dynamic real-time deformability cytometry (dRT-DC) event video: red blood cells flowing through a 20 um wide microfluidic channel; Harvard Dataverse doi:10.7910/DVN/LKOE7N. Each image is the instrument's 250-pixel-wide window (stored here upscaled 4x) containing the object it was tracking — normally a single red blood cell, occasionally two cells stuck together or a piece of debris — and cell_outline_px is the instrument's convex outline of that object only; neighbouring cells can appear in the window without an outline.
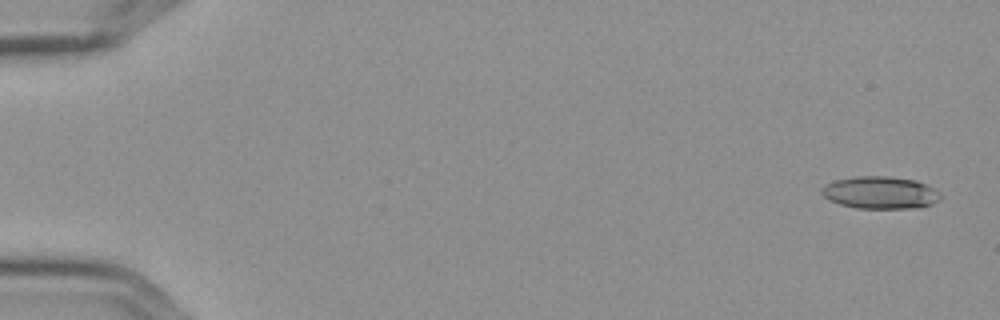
{"species": "Egyptian fruit bat (a non-hibernating species)", "species_latin": "Rousettus aegyptiacus", "temperature_condition": "cold", "stored_images_in_passage": 6, "camera_frame_rate_fps": 3000, "um_per_image_px": 0.085, "frame": {"image": 1, "passage_image": 1, "time_ms": 0.0, "image_size_px": [1000, 320], "cell_outline_px": [[940, 200], [932, 204], [908, 208], [856, 208], [840, 204], [828, 200], [820, 192], [828, 184], [836, 180], [856, 176], [888, 176], [916, 180], [932, 188], [940, 196]], "centroid_in_image_um": [74.79, 16.37], "position_along_channel_um": 10.2, "area_um2": 22.02}}